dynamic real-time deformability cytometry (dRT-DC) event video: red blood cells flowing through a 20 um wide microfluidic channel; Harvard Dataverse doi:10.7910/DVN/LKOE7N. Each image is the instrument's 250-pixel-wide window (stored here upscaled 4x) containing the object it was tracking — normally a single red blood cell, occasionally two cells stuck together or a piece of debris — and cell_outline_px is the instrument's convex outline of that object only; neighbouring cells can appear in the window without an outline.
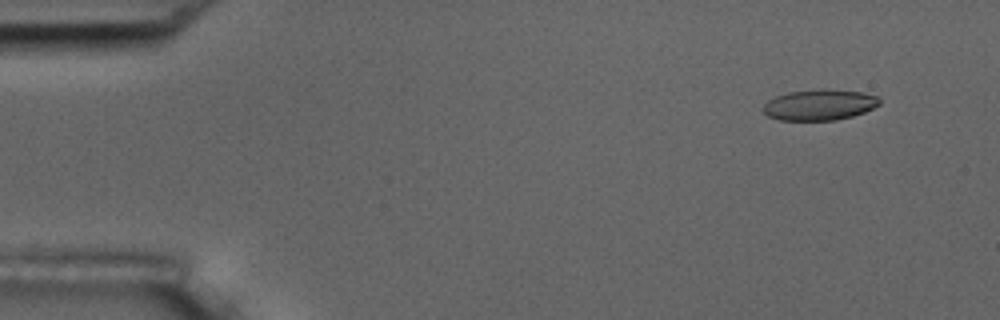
{"species": "common noctule bat (a hibernating species)", "species_latin": "Nyctalus noctula", "temperature_condition": "room temperature", "stored_images_in_passage": 6, "camera_frame_rate_fps": 3000, "um_per_image_px": 0.085, "animal": {"sex": "male", "body_mass_g": 17.5, "forearm_length_mm": 52.3}, "frame": {"image": 1, "passage_image": 2, "time_ms": 1.333, "image_size_px": [1000, 320], "cell_outline_px": [[880, 104], [864, 112], [852, 116], [836, 120], [780, 120], [768, 116], [760, 108], [768, 100], [776, 96], [788, 92], [820, 88], [824, 88], [860, 92], [880, 96]], "centroid_in_image_um": [69.64, 8.9], "position_along_channel_um": 15.4, "area_um2": 21.1}}
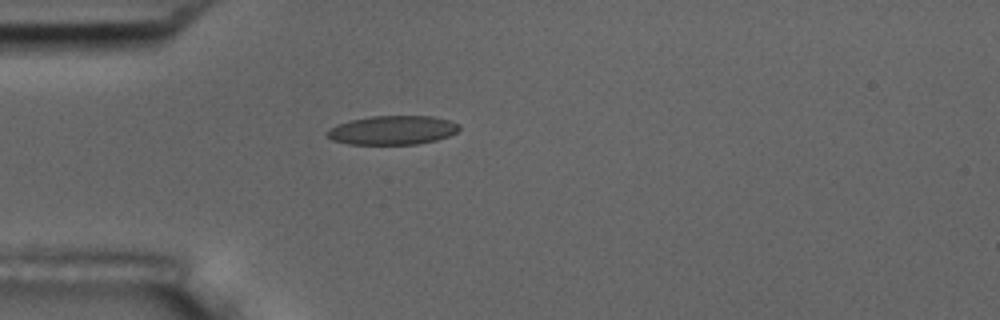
{"frame": {"image": 2, "passage_image": 5, "time_ms": 5.0, "image_size_px": [1000, 320], "cell_outline_px": [[460, 128], [456, 132], [448, 136], [436, 140], [416, 144], [348, 144], [332, 140], [324, 132], [336, 124], [348, 120], [372, 116], [432, 116], [448, 120], [460, 124]], "centroid_in_image_um": [33.33, 11.06], "position_along_channel_um": 51.7, "area_um2": 22.37}}